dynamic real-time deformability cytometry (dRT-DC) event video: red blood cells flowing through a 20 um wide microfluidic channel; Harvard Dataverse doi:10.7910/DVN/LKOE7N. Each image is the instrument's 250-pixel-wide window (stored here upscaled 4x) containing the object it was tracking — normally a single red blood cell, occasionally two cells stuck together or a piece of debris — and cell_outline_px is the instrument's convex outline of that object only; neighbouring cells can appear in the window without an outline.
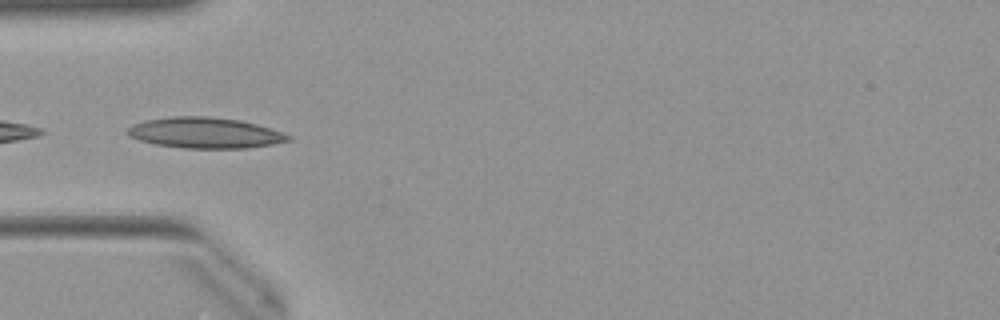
{"species": "Egyptian fruit bat (a non-hibernating species)", "species_latin": "Rousettus aegyptiacus", "temperature_condition": "warm", "stored_images_in_passage": 20, "camera_frame_rate_fps": 3000, "um_per_image_px": 0.085, "animal": {"sex": "female"}, "frame": {"image": 1, "passage_image": 15, "time_ms": 4.667, "image_size_px": [1000, 320], "cell_outline_px": [[292, 140], [272, 144], [248, 148], [184, 148], [156, 144], [140, 140], [128, 136], [128, 128], [132, 124], [148, 120], [172, 116], [208, 116], [240, 120], [256, 124], [292, 136]], "centroid_in_image_um": [17.43, 11.29], "position_along_channel_um": 67.6, "area_um2": 28.61}}